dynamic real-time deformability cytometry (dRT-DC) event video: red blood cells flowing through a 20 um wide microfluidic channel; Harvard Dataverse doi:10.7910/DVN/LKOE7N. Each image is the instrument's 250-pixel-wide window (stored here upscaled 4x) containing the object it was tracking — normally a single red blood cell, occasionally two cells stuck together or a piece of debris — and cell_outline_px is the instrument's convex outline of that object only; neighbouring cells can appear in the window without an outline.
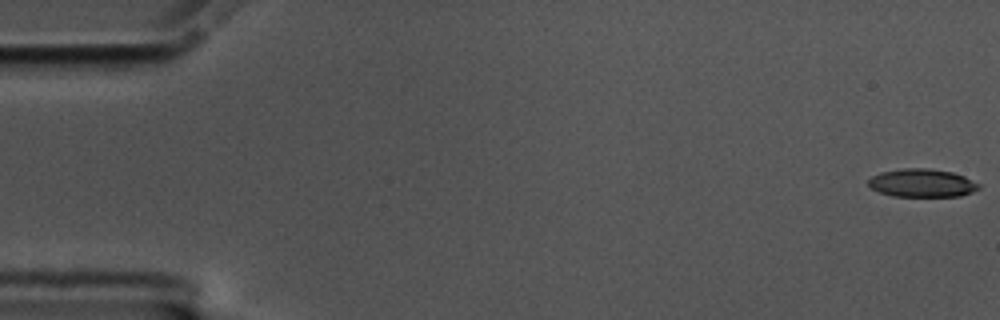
{"species": "common noctule bat (a hibernating species)", "species_latin": "Nyctalus noctula", "temperature_condition": "cold", "stored_images_in_passage": 58, "camera_frame_rate_fps": 3000, "um_per_image_px": 0.085, "animal": {"sex": "male", "body_mass_g": 17.5, "forearm_length_mm": 52.3}, "frame": {"image": 1, "passage_image": 1, "time_ms": 0.0, "image_size_px": [1000, 320], "cell_outline_px": [[980, 188], [972, 192], [960, 196], [892, 196], [880, 192], [872, 188], [868, 184], [868, 180], [872, 176], [880, 172], [900, 168], [928, 168], [952, 172], [964, 176], [980, 184]], "centroid_in_image_um": [78.37, 15.55], "position_along_channel_um": 6.6, "area_um2": 18.15}}
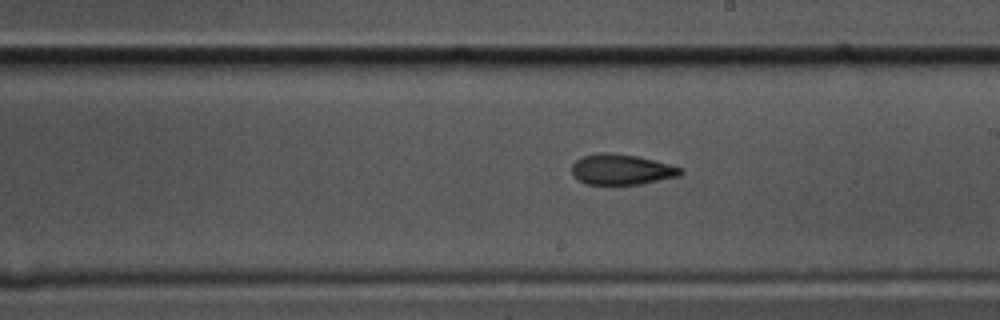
{"frame": {"image": 2, "passage_image": 33, "time_ms": 10.667, "image_size_px": [1000, 320], "cell_outline_px": [[684, 172], [680, 176], [640, 184], [584, 184], [572, 176], [572, 164], [576, 160], [584, 156], [600, 152], [604, 152], [636, 156], [684, 168]], "centroid_in_image_um": [52.82, 14.42], "position_along_channel_um": 236.2, "area_um2": 19.31}}
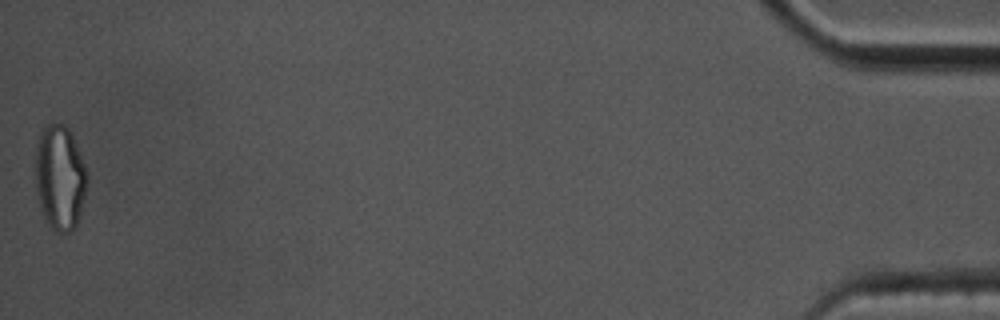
{"frame": {"image": 3, "passage_image": 58, "time_ms": 19.0, "image_size_px": [1000, 320], "cell_outline_px": [[88, 184], [84, 200], [76, 228], [68, 232], [56, 232], [52, 228], [44, 216], [40, 208], [36, 192], [36, 148], [40, 132], [48, 124], [64, 124], [68, 128], [76, 144], [84, 164], [88, 176]], "centroid_in_image_um": [5.1, 15.12], "position_along_channel_um": 430.1, "area_um2": 31.62}, "authors_computed_cell_mechanics": {"area_um2": 19.6231, "velocity_mm_per_s": 3.4906, "shape_relaxation_time_tau1_ms": null, "shape_relaxation_time_tau2_ms": 3.4531, "deformation_change_tau1": null, "deformation_change_tau2": 0.1221}}